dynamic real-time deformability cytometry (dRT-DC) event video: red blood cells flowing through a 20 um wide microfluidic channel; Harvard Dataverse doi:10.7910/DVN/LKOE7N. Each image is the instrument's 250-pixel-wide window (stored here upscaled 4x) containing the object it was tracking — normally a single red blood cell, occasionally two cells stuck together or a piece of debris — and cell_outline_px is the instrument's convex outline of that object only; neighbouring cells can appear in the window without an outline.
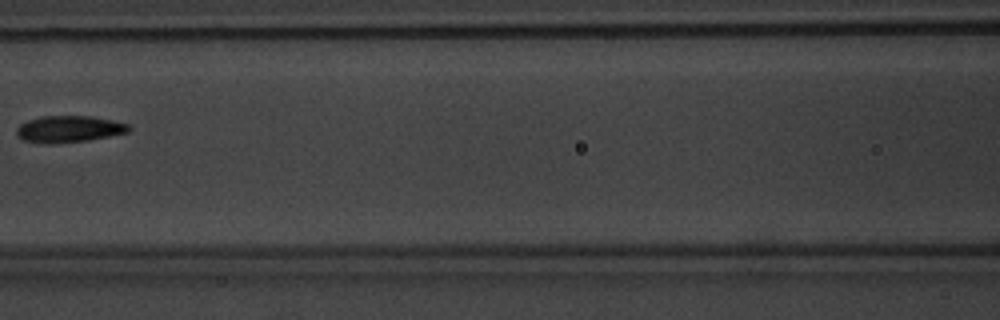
{"species": "common noctule bat (a hibernating species)", "species_latin": "Nyctalus noctula", "temperature_condition": "warm", "stored_images_in_passage": 9, "camera_frame_rate_fps": 3000, "um_per_image_px": 0.085, "animal": {"sex": "male", "body_mass_g": 20.1, "forearm_length_mm": 53.5}, "frame": {"image": 1, "passage_image": 9, "time_ms": 9.333, "image_size_px": [1000, 320], "cell_outline_px": [[132, 128], [128, 132], [88, 140], [44, 144], [24, 140], [16, 136], [16, 128], [20, 124], [28, 120], [40, 116], [92, 116], [112, 120], [128, 124]], "centroid_in_image_um": [5.83, 10.96], "position_along_channel_um": 160.8, "area_um2": 17.4}}